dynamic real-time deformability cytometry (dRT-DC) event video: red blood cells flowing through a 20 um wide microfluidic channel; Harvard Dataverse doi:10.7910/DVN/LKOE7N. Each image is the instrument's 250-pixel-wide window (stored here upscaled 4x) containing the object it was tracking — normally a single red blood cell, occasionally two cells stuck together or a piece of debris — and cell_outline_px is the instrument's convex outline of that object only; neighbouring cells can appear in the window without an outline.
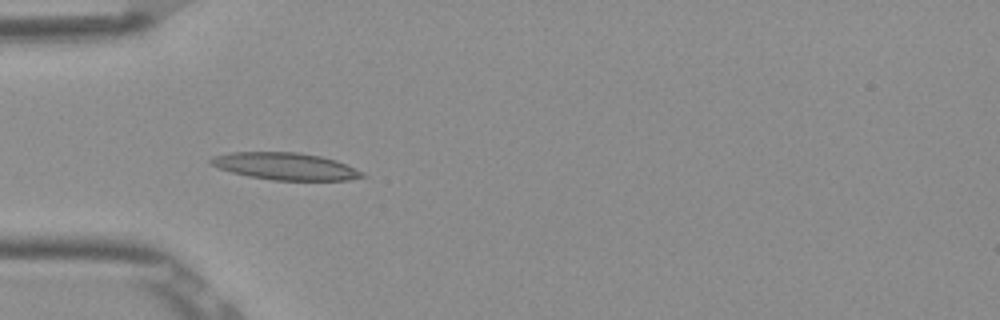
{"species": "Egyptian fruit bat (a non-hibernating species)", "species_latin": "Rousettus aegyptiacus", "temperature_condition": "room temperature", "stored_images_in_passage": 3, "camera_frame_rate_fps": 3000, "um_per_image_px": 0.085, "frame": {"image": 1, "passage_image": 2, "time_ms": 0.333, "image_size_px": [1000, 320], "cell_outline_px": [[368, 176], [348, 180], [272, 180], [248, 176], [232, 172], [208, 164], [208, 160], [212, 156], [232, 152], [300, 152], [320, 156], [336, 160], [364, 172]], "centroid_in_image_um": [24.25, 14.13], "position_along_channel_um": 60.7, "area_um2": 24.04}}
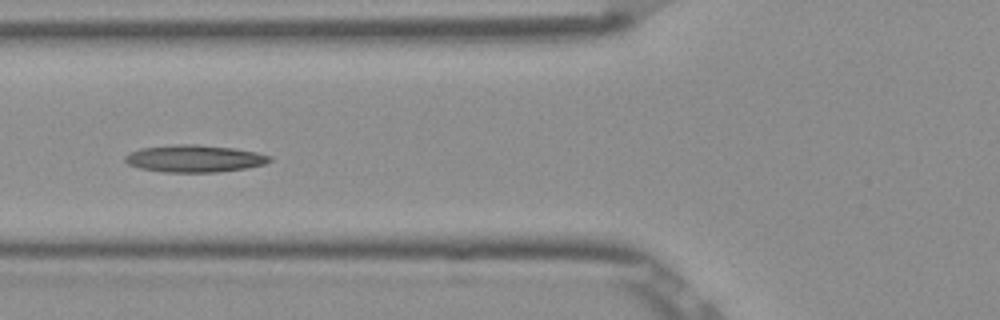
{"frame": {"image": 2, "passage_image": 3, "time_ms": 0.667, "image_size_px": [1000, 320], "cell_outline_px": [[272, 160], [264, 164], [244, 168], [216, 172], [164, 172], [140, 168], [128, 164], [124, 160], [124, 156], [128, 152], [140, 148], [176, 144], [196, 144], [236, 148], [256, 152], [272, 156]], "centroid_in_image_um": [16.5, 13.47], "position_along_channel_um": 109.3, "area_um2": 23.0}}